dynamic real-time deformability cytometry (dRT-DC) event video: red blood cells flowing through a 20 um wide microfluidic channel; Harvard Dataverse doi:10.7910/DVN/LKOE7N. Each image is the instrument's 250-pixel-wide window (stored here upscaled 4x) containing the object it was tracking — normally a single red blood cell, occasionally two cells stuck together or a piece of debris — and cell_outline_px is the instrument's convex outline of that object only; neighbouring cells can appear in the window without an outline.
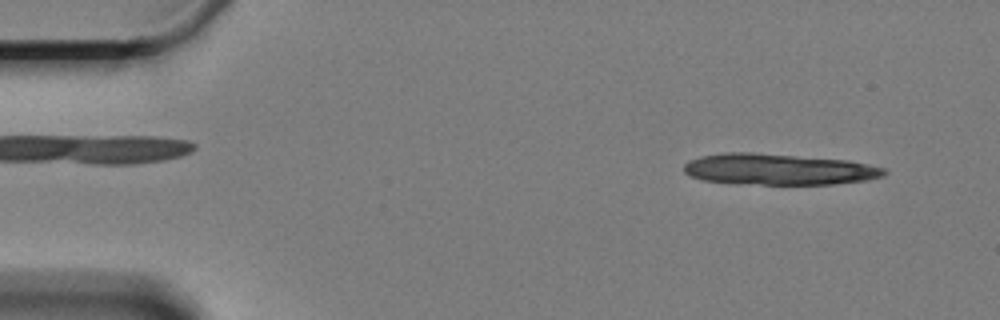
{"species": "Egyptian fruit bat (a non-hibernating species)", "species_latin": "Rousettus aegyptiacus", "temperature_condition": "cold", "stored_images_in_passage": 15, "camera_frame_rate_fps": 3000, "um_per_image_px": 0.085, "animal": {"sex": "female"}, "frame": {"image": 1, "passage_image": 4, "time_ms": 1.0, "image_size_px": [1000, 320], "cell_outline_px": [[888, 172], [884, 176], [868, 180], [832, 184], [760, 184], [704, 180], [692, 176], [684, 172], [684, 164], [688, 160], [700, 156], [724, 152], [752, 152], [848, 160], [888, 168]], "centroid_in_image_um": [66.24, 14.38], "position_along_channel_um": 18.8, "area_um2": 36.36}}